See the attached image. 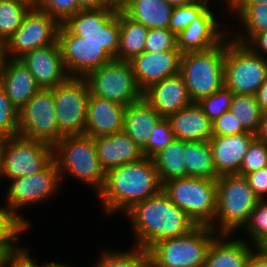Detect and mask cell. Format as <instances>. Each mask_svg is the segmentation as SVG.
Wrapping results in <instances>:
<instances>
[{
  "label": "cell",
  "mask_w": 267,
  "mask_h": 267,
  "mask_svg": "<svg viewBox=\"0 0 267 267\" xmlns=\"http://www.w3.org/2000/svg\"><path fill=\"white\" fill-rule=\"evenodd\" d=\"M124 215L131 222L134 245L146 252L157 242L190 233L198 225L162 191L134 204Z\"/></svg>",
  "instance_id": "cell-1"
},
{
  "label": "cell",
  "mask_w": 267,
  "mask_h": 267,
  "mask_svg": "<svg viewBox=\"0 0 267 267\" xmlns=\"http://www.w3.org/2000/svg\"><path fill=\"white\" fill-rule=\"evenodd\" d=\"M161 191L162 184L154 162L152 158L144 157L109 169L104 186L95 197L101 203L104 215L110 217L117 212L123 215L134 204Z\"/></svg>",
  "instance_id": "cell-2"
},
{
  "label": "cell",
  "mask_w": 267,
  "mask_h": 267,
  "mask_svg": "<svg viewBox=\"0 0 267 267\" xmlns=\"http://www.w3.org/2000/svg\"><path fill=\"white\" fill-rule=\"evenodd\" d=\"M53 159L61 181L69 175L92 187L95 195L102 190L106 172L98 159L93 137L86 134L65 135L53 147Z\"/></svg>",
  "instance_id": "cell-3"
},
{
  "label": "cell",
  "mask_w": 267,
  "mask_h": 267,
  "mask_svg": "<svg viewBox=\"0 0 267 267\" xmlns=\"http://www.w3.org/2000/svg\"><path fill=\"white\" fill-rule=\"evenodd\" d=\"M216 184V215L210 227L218 234L234 235L247 223L260 199L244 176L221 175L216 179Z\"/></svg>",
  "instance_id": "cell-4"
},
{
  "label": "cell",
  "mask_w": 267,
  "mask_h": 267,
  "mask_svg": "<svg viewBox=\"0 0 267 267\" xmlns=\"http://www.w3.org/2000/svg\"><path fill=\"white\" fill-rule=\"evenodd\" d=\"M219 234L210 226L198 225L190 233L163 239L147 251L149 267H204L211 242Z\"/></svg>",
  "instance_id": "cell-5"
},
{
  "label": "cell",
  "mask_w": 267,
  "mask_h": 267,
  "mask_svg": "<svg viewBox=\"0 0 267 267\" xmlns=\"http://www.w3.org/2000/svg\"><path fill=\"white\" fill-rule=\"evenodd\" d=\"M226 38L217 46L181 55L179 74L193 102L210 96L224 86Z\"/></svg>",
  "instance_id": "cell-6"
},
{
  "label": "cell",
  "mask_w": 267,
  "mask_h": 267,
  "mask_svg": "<svg viewBox=\"0 0 267 267\" xmlns=\"http://www.w3.org/2000/svg\"><path fill=\"white\" fill-rule=\"evenodd\" d=\"M162 192L197 225L214 222L217 203L216 179L176 178L162 184Z\"/></svg>",
  "instance_id": "cell-7"
},
{
  "label": "cell",
  "mask_w": 267,
  "mask_h": 267,
  "mask_svg": "<svg viewBox=\"0 0 267 267\" xmlns=\"http://www.w3.org/2000/svg\"><path fill=\"white\" fill-rule=\"evenodd\" d=\"M5 192V206L9 213L14 214L28 228L30 221L19 211L36 204H43L49 198L58 195L63 181L54 159L40 172L10 180ZM25 217V218H24Z\"/></svg>",
  "instance_id": "cell-8"
},
{
  "label": "cell",
  "mask_w": 267,
  "mask_h": 267,
  "mask_svg": "<svg viewBox=\"0 0 267 267\" xmlns=\"http://www.w3.org/2000/svg\"><path fill=\"white\" fill-rule=\"evenodd\" d=\"M267 78V58L254 53L247 45L226 37L224 86L234 94L255 95Z\"/></svg>",
  "instance_id": "cell-9"
},
{
  "label": "cell",
  "mask_w": 267,
  "mask_h": 267,
  "mask_svg": "<svg viewBox=\"0 0 267 267\" xmlns=\"http://www.w3.org/2000/svg\"><path fill=\"white\" fill-rule=\"evenodd\" d=\"M85 78L92 95L126 107L143 97L129 61L114 58Z\"/></svg>",
  "instance_id": "cell-10"
},
{
  "label": "cell",
  "mask_w": 267,
  "mask_h": 267,
  "mask_svg": "<svg viewBox=\"0 0 267 267\" xmlns=\"http://www.w3.org/2000/svg\"><path fill=\"white\" fill-rule=\"evenodd\" d=\"M53 160V147L19 135L4 140L0 180L32 176ZM2 178V179H1Z\"/></svg>",
  "instance_id": "cell-11"
},
{
  "label": "cell",
  "mask_w": 267,
  "mask_h": 267,
  "mask_svg": "<svg viewBox=\"0 0 267 267\" xmlns=\"http://www.w3.org/2000/svg\"><path fill=\"white\" fill-rule=\"evenodd\" d=\"M54 108L53 89H41L18 111L17 135L54 147L65 136Z\"/></svg>",
  "instance_id": "cell-12"
},
{
  "label": "cell",
  "mask_w": 267,
  "mask_h": 267,
  "mask_svg": "<svg viewBox=\"0 0 267 267\" xmlns=\"http://www.w3.org/2000/svg\"><path fill=\"white\" fill-rule=\"evenodd\" d=\"M63 25L72 33L93 43H99L113 57L119 50V10L113 7L80 10Z\"/></svg>",
  "instance_id": "cell-13"
},
{
  "label": "cell",
  "mask_w": 267,
  "mask_h": 267,
  "mask_svg": "<svg viewBox=\"0 0 267 267\" xmlns=\"http://www.w3.org/2000/svg\"><path fill=\"white\" fill-rule=\"evenodd\" d=\"M59 26L56 19L33 6L17 31L1 47V57L20 59L34 49L56 43Z\"/></svg>",
  "instance_id": "cell-14"
},
{
  "label": "cell",
  "mask_w": 267,
  "mask_h": 267,
  "mask_svg": "<svg viewBox=\"0 0 267 267\" xmlns=\"http://www.w3.org/2000/svg\"><path fill=\"white\" fill-rule=\"evenodd\" d=\"M55 116L64 135L84 134L90 87L85 77H69L53 88Z\"/></svg>",
  "instance_id": "cell-15"
},
{
  "label": "cell",
  "mask_w": 267,
  "mask_h": 267,
  "mask_svg": "<svg viewBox=\"0 0 267 267\" xmlns=\"http://www.w3.org/2000/svg\"><path fill=\"white\" fill-rule=\"evenodd\" d=\"M57 41L70 77H86L91 71L114 59L99 43L72 34L63 24L59 26Z\"/></svg>",
  "instance_id": "cell-16"
},
{
  "label": "cell",
  "mask_w": 267,
  "mask_h": 267,
  "mask_svg": "<svg viewBox=\"0 0 267 267\" xmlns=\"http://www.w3.org/2000/svg\"><path fill=\"white\" fill-rule=\"evenodd\" d=\"M213 12L209 6L176 36L177 48L182 54L209 50L230 35L228 32L231 31L225 30L224 24L218 21L216 13Z\"/></svg>",
  "instance_id": "cell-17"
},
{
  "label": "cell",
  "mask_w": 267,
  "mask_h": 267,
  "mask_svg": "<svg viewBox=\"0 0 267 267\" xmlns=\"http://www.w3.org/2000/svg\"><path fill=\"white\" fill-rule=\"evenodd\" d=\"M20 60L29 68L41 89H53L70 77L62 60L58 41L34 49Z\"/></svg>",
  "instance_id": "cell-18"
},
{
  "label": "cell",
  "mask_w": 267,
  "mask_h": 267,
  "mask_svg": "<svg viewBox=\"0 0 267 267\" xmlns=\"http://www.w3.org/2000/svg\"><path fill=\"white\" fill-rule=\"evenodd\" d=\"M182 53L167 50L156 53L142 52L131 61L136 82L142 92L150 85L179 73Z\"/></svg>",
  "instance_id": "cell-19"
},
{
  "label": "cell",
  "mask_w": 267,
  "mask_h": 267,
  "mask_svg": "<svg viewBox=\"0 0 267 267\" xmlns=\"http://www.w3.org/2000/svg\"><path fill=\"white\" fill-rule=\"evenodd\" d=\"M0 85L12 104L20 110L41 87L29 68L20 59H0Z\"/></svg>",
  "instance_id": "cell-20"
},
{
  "label": "cell",
  "mask_w": 267,
  "mask_h": 267,
  "mask_svg": "<svg viewBox=\"0 0 267 267\" xmlns=\"http://www.w3.org/2000/svg\"><path fill=\"white\" fill-rule=\"evenodd\" d=\"M143 98L164 118L193 103L179 73L150 85Z\"/></svg>",
  "instance_id": "cell-21"
},
{
  "label": "cell",
  "mask_w": 267,
  "mask_h": 267,
  "mask_svg": "<svg viewBox=\"0 0 267 267\" xmlns=\"http://www.w3.org/2000/svg\"><path fill=\"white\" fill-rule=\"evenodd\" d=\"M126 106L90 93L84 134L93 138L123 131Z\"/></svg>",
  "instance_id": "cell-22"
},
{
  "label": "cell",
  "mask_w": 267,
  "mask_h": 267,
  "mask_svg": "<svg viewBox=\"0 0 267 267\" xmlns=\"http://www.w3.org/2000/svg\"><path fill=\"white\" fill-rule=\"evenodd\" d=\"M255 135L249 132L230 136H212L213 163L218 176L238 174L243 158Z\"/></svg>",
  "instance_id": "cell-23"
},
{
  "label": "cell",
  "mask_w": 267,
  "mask_h": 267,
  "mask_svg": "<svg viewBox=\"0 0 267 267\" xmlns=\"http://www.w3.org/2000/svg\"><path fill=\"white\" fill-rule=\"evenodd\" d=\"M97 156L107 172L116 166L134 163L145 156L143 150L124 131L94 138Z\"/></svg>",
  "instance_id": "cell-24"
},
{
  "label": "cell",
  "mask_w": 267,
  "mask_h": 267,
  "mask_svg": "<svg viewBox=\"0 0 267 267\" xmlns=\"http://www.w3.org/2000/svg\"><path fill=\"white\" fill-rule=\"evenodd\" d=\"M230 237V234H219L211 242L204 267H246L257 247L242 237Z\"/></svg>",
  "instance_id": "cell-25"
},
{
  "label": "cell",
  "mask_w": 267,
  "mask_h": 267,
  "mask_svg": "<svg viewBox=\"0 0 267 267\" xmlns=\"http://www.w3.org/2000/svg\"><path fill=\"white\" fill-rule=\"evenodd\" d=\"M167 119L175 139L193 142L208 141L212 137V121L197 102L170 114Z\"/></svg>",
  "instance_id": "cell-26"
},
{
  "label": "cell",
  "mask_w": 267,
  "mask_h": 267,
  "mask_svg": "<svg viewBox=\"0 0 267 267\" xmlns=\"http://www.w3.org/2000/svg\"><path fill=\"white\" fill-rule=\"evenodd\" d=\"M162 118L163 117L141 97L139 100L130 103L126 107L123 131L143 149L148 143V138L152 135L153 128Z\"/></svg>",
  "instance_id": "cell-27"
},
{
  "label": "cell",
  "mask_w": 267,
  "mask_h": 267,
  "mask_svg": "<svg viewBox=\"0 0 267 267\" xmlns=\"http://www.w3.org/2000/svg\"><path fill=\"white\" fill-rule=\"evenodd\" d=\"M121 11L148 29H166L173 7L166 0H127Z\"/></svg>",
  "instance_id": "cell-28"
},
{
  "label": "cell",
  "mask_w": 267,
  "mask_h": 267,
  "mask_svg": "<svg viewBox=\"0 0 267 267\" xmlns=\"http://www.w3.org/2000/svg\"><path fill=\"white\" fill-rule=\"evenodd\" d=\"M185 141L175 139L152 157L161 184L186 177Z\"/></svg>",
  "instance_id": "cell-29"
},
{
  "label": "cell",
  "mask_w": 267,
  "mask_h": 267,
  "mask_svg": "<svg viewBox=\"0 0 267 267\" xmlns=\"http://www.w3.org/2000/svg\"><path fill=\"white\" fill-rule=\"evenodd\" d=\"M119 26V50L115 59L131 61L144 52L149 29L130 19L121 10H119Z\"/></svg>",
  "instance_id": "cell-30"
},
{
  "label": "cell",
  "mask_w": 267,
  "mask_h": 267,
  "mask_svg": "<svg viewBox=\"0 0 267 267\" xmlns=\"http://www.w3.org/2000/svg\"><path fill=\"white\" fill-rule=\"evenodd\" d=\"M186 177L217 179L212 148L208 141H185Z\"/></svg>",
  "instance_id": "cell-31"
},
{
  "label": "cell",
  "mask_w": 267,
  "mask_h": 267,
  "mask_svg": "<svg viewBox=\"0 0 267 267\" xmlns=\"http://www.w3.org/2000/svg\"><path fill=\"white\" fill-rule=\"evenodd\" d=\"M240 29L230 38L240 44H247L257 33L267 30V3L247 6L237 17Z\"/></svg>",
  "instance_id": "cell-32"
},
{
  "label": "cell",
  "mask_w": 267,
  "mask_h": 267,
  "mask_svg": "<svg viewBox=\"0 0 267 267\" xmlns=\"http://www.w3.org/2000/svg\"><path fill=\"white\" fill-rule=\"evenodd\" d=\"M34 6L28 0H0V46L17 31Z\"/></svg>",
  "instance_id": "cell-33"
},
{
  "label": "cell",
  "mask_w": 267,
  "mask_h": 267,
  "mask_svg": "<svg viewBox=\"0 0 267 267\" xmlns=\"http://www.w3.org/2000/svg\"><path fill=\"white\" fill-rule=\"evenodd\" d=\"M230 111L246 132L257 133L263 112L255 95L234 94Z\"/></svg>",
  "instance_id": "cell-34"
},
{
  "label": "cell",
  "mask_w": 267,
  "mask_h": 267,
  "mask_svg": "<svg viewBox=\"0 0 267 267\" xmlns=\"http://www.w3.org/2000/svg\"><path fill=\"white\" fill-rule=\"evenodd\" d=\"M103 252V253H102ZM93 267H146L147 252L132 246L130 250H103Z\"/></svg>",
  "instance_id": "cell-35"
},
{
  "label": "cell",
  "mask_w": 267,
  "mask_h": 267,
  "mask_svg": "<svg viewBox=\"0 0 267 267\" xmlns=\"http://www.w3.org/2000/svg\"><path fill=\"white\" fill-rule=\"evenodd\" d=\"M240 231H244L249 236L248 243L257 248L267 247V199L258 201L247 223Z\"/></svg>",
  "instance_id": "cell-36"
},
{
  "label": "cell",
  "mask_w": 267,
  "mask_h": 267,
  "mask_svg": "<svg viewBox=\"0 0 267 267\" xmlns=\"http://www.w3.org/2000/svg\"><path fill=\"white\" fill-rule=\"evenodd\" d=\"M209 6L202 1H194L191 4L173 7L168 29L176 36L189 24L197 19Z\"/></svg>",
  "instance_id": "cell-37"
},
{
  "label": "cell",
  "mask_w": 267,
  "mask_h": 267,
  "mask_svg": "<svg viewBox=\"0 0 267 267\" xmlns=\"http://www.w3.org/2000/svg\"><path fill=\"white\" fill-rule=\"evenodd\" d=\"M233 96L234 93L223 86L210 96L201 98L197 103L208 118L213 122L223 113L230 110Z\"/></svg>",
  "instance_id": "cell-38"
},
{
  "label": "cell",
  "mask_w": 267,
  "mask_h": 267,
  "mask_svg": "<svg viewBox=\"0 0 267 267\" xmlns=\"http://www.w3.org/2000/svg\"><path fill=\"white\" fill-rule=\"evenodd\" d=\"M18 111L0 85V138L7 139L17 135Z\"/></svg>",
  "instance_id": "cell-39"
},
{
  "label": "cell",
  "mask_w": 267,
  "mask_h": 267,
  "mask_svg": "<svg viewBox=\"0 0 267 267\" xmlns=\"http://www.w3.org/2000/svg\"><path fill=\"white\" fill-rule=\"evenodd\" d=\"M28 227L24 223H0V256L11 257L16 255L23 246L16 243V240Z\"/></svg>",
  "instance_id": "cell-40"
},
{
  "label": "cell",
  "mask_w": 267,
  "mask_h": 267,
  "mask_svg": "<svg viewBox=\"0 0 267 267\" xmlns=\"http://www.w3.org/2000/svg\"><path fill=\"white\" fill-rule=\"evenodd\" d=\"M34 6L52 16L60 24L82 10L78 0H36Z\"/></svg>",
  "instance_id": "cell-41"
},
{
  "label": "cell",
  "mask_w": 267,
  "mask_h": 267,
  "mask_svg": "<svg viewBox=\"0 0 267 267\" xmlns=\"http://www.w3.org/2000/svg\"><path fill=\"white\" fill-rule=\"evenodd\" d=\"M175 140L171 124L167 118H162L153 128L147 145L142 149L144 156L152 158L160 150Z\"/></svg>",
  "instance_id": "cell-42"
},
{
  "label": "cell",
  "mask_w": 267,
  "mask_h": 267,
  "mask_svg": "<svg viewBox=\"0 0 267 267\" xmlns=\"http://www.w3.org/2000/svg\"><path fill=\"white\" fill-rule=\"evenodd\" d=\"M264 167H267V144L255 138L243 158L239 175L245 176Z\"/></svg>",
  "instance_id": "cell-43"
},
{
  "label": "cell",
  "mask_w": 267,
  "mask_h": 267,
  "mask_svg": "<svg viewBox=\"0 0 267 267\" xmlns=\"http://www.w3.org/2000/svg\"><path fill=\"white\" fill-rule=\"evenodd\" d=\"M167 50H179L177 48L176 35L168 28H154L149 29L144 51L149 53H156Z\"/></svg>",
  "instance_id": "cell-44"
},
{
  "label": "cell",
  "mask_w": 267,
  "mask_h": 267,
  "mask_svg": "<svg viewBox=\"0 0 267 267\" xmlns=\"http://www.w3.org/2000/svg\"><path fill=\"white\" fill-rule=\"evenodd\" d=\"M212 124V136H230L246 133L240 121L234 117L230 110L214 120Z\"/></svg>",
  "instance_id": "cell-45"
},
{
  "label": "cell",
  "mask_w": 267,
  "mask_h": 267,
  "mask_svg": "<svg viewBox=\"0 0 267 267\" xmlns=\"http://www.w3.org/2000/svg\"><path fill=\"white\" fill-rule=\"evenodd\" d=\"M244 177L259 199H267V167L250 172Z\"/></svg>",
  "instance_id": "cell-46"
},
{
  "label": "cell",
  "mask_w": 267,
  "mask_h": 267,
  "mask_svg": "<svg viewBox=\"0 0 267 267\" xmlns=\"http://www.w3.org/2000/svg\"><path fill=\"white\" fill-rule=\"evenodd\" d=\"M30 254L29 249L24 247L16 255L2 258L0 267H39Z\"/></svg>",
  "instance_id": "cell-47"
},
{
  "label": "cell",
  "mask_w": 267,
  "mask_h": 267,
  "mask_svg": "<svg viewBox=\"0 0 267 267\" xmlns=\"http://www.w3.org/2000/svg\"><path fill=\"white\" fill-rule=\"evenodd\" d=\"M246 45L254 53L267 58V30L257 33Z\"/></svg>",
  "instance_id": "cell-48"
},
{
  "label": "cell",
  "mask_w": 267,
  "mask_h": 267,
  "mask_svg": "<svg viewBox=\"0 0 267 267\" xmlns=\"http://www.w3.org/2000/svg\"><path fill=\"white\" fill-rule=\"evenodd\" d=\"M265 2L267 3V0H228V6L225 9L236 18L247 6Z\"/></svg>",
  "instance_id": "cell-49"
},
{
  "label": "cell",
  "mask_w": 267,
  "mask_h": 267,
  "mask_svg": "<svg viewBox=\"0 0 267 267\" xmlns=\"http://www.w3.org/2000/svg\"><path fill=\"white\" fill-rule=\"evenodd\" d=\"M246 267H267V249L257 248L250 256Z\"/></svg>",
  "instance_id": "cell-50"
},
{
  "label": "cell",
  "mask_w": 267,
  "mask_h": 267,
  "mask_svg": "<svg viewBox=\"0 0 267 267\" xmlns=\"http://www.w3.org/2000/svg\"><path fill=\"white\" fill-rule=\"evenodd\" d=\"M256 101L261 108L263 113L267 112V78L265 81L260 85L256 94Z\"/></svg>",
  "instance_id": "cell-51"
},
{
  "label": "cell",
  "mask_w": 267,
  "mask_h": 267,
  "mask_svg": "<svg viewBox=\"0 0 267 267\" xmlns=\"http://www.w3.org/2000/svg\"><path fill=\"white\" fill-rule=\"evenodd\" d=\"M78 3L82 10L109 7L103 0H78Z\"/></svg>",
  "instance_id": "cell-52"
},
{
  "label": "cell",
  "mask_w": 267,
  "mask_h": 267,
  "mask_svg": "<svg viewBox=\"0 0 267 267\" xmlns=\"http://www.w3.org/2000/svg\"><path fill=\"white\" fill-rule=\"evenodd\" d=\"M255 138L267 144V112L262 114L260 125Z\"/></svg>",
  "instance_id": "cell-53"
},
{
  "label": "cell",
  "mask_w": 267,
  "mask_h": 267,
  "mask_svg": "<svg viewBox=\"0 0 267 267\" xmlns=\"http://www.w3.org/2000/svg\"><path fill=\"white\" fill-rule=\"evenodd\" d=\"M0 223H23L14 214L7 211L6 206H0Z\"/></svg>",
  "instance_id": "cell-54"
},
{
  "label": "cell",
  "mask_w": 267,
  "mask_h": 267,
  "mask_svg": "<svg viewBox=\"0 0 267 267\" xmlns=\"http://www.w3.org/2000/svg\"><path fill=\"white\" fill-rule=\"evenodd\" d=\"M172 7L184 6L193 3L195 0H166Z\"/></svg>",
  "instance_id": "cell-55"
},
{
  "label": "cell",
  "mask_w": 267,
  "mask_h": 267,
  "mask_svg": "<svg viewBox=\"0 0 267 267\" xmlns=\"http://www.w3.org/2000/svg\"><path fill=\"white\" fill-rule=\"evenodd\" d=\"M39 267H72L69 265H66V263H58V262H55V261H52V262H47L46 264L44 263L43 265H39Z\"/></svg>",
  "instance_id": "cell-56"
},
{
  "label": "cell",
  "mask_w": 267,
  "mask_h": 267,
  "mask_svg": "<svg viewBox=\"0 0 267 267\" xmlns=\"http://www.w3.org/2000/svg\"><path fill=\"white\" fill-rule=\"evenodd\" d=\"M127 0H115V9L121 10Z\"/></svg>",
  "instance_id": "cell-57"
},
{
  "label": "cell",
  "mask_w": 267,
  "mask_h": 267,
  "mask_svg": "<svg viewBox=\"0 0 267 267\" xmlns=\"http://www.w3.org/2000/svg\"><path fill=\"white\" fill-rule=\"evenodd\" d=\"M3 138H0V171H1V165H2V151H3V145H4Z\"/></svg>",
  "instance_id": "cell-58"
},
{
  "label": "cell",
  "mask_w": 267,
  "mask_h": 267,
  "mask_svg": "<svg viewBox=\"0 0 267 267\" xmlns=\"http://www.w3.org/2000/svg\"><path fill=\"white\" fill-rule=\"evenodd\" d=\"M109 7L115 8V0H103Z\"/></svg>",
  "instance_id": "cell-59"
},
{
  "label": "cell",
  "mask_w": 267,
  "mask_h": 267,
  "mask_svg": "<svg viewBox=\"0 0 267 267\" xmlns=\"http://www.w3.org/2000/svg\"><path fill=\"white\" fill-rule=\"evenodd\" d=\"M195 1H202V2H205V3H207V4H211L210 2H211V0H195ZM210 1V2H209ZM222 1H224L225 2V6H228V0H222Z\"/></svg>",
  "instance_id": "cell-60"
},
{
  "label": "cell",
  "mask_w": 267,
  "mask_h": 267,
  "mask_svg": "<svg viewBox=\"0 0 267 267\" xmlns=\"http://www.w3.org/2000/svg\"><path fill=\"white\" fill-rule=\"evenodd\" d=\"M1 56H2V48L0 46V59H1Z\"/></svg>",
  "instance_id": "cell-61"
},
{
  "label": "cell",
  "mask_w": 267,
  "mask_h": 267,
  "mask_svg": "<svg viewBox=\"0 0 267 267\" xmlns=\"http://www.w3.org/2000/svg\"><path fill=\"white\" fill-rule=\"evenodd\" d=\"M28 1L34 4L36 0H28Z\"/></svg>",
  "instance_id": "cell-62"
}]
</instances>
